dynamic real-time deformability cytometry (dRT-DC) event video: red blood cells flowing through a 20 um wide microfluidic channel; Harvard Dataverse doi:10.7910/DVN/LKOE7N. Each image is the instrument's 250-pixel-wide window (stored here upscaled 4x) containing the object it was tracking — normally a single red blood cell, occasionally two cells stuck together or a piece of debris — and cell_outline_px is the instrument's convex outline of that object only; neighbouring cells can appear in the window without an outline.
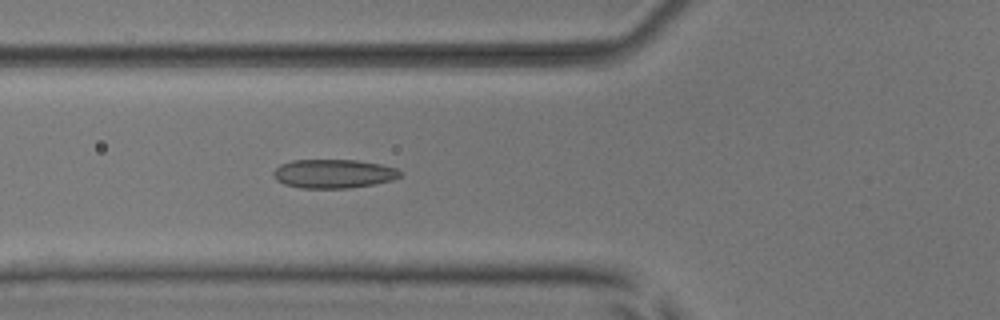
{"species": "common noctule bat (a hibernating species)", "species_latin": "Nyctalus noctula", "temperature_condition": "room temperature", "stored_images_in_passage": 53, "camera_frame_rate_fps": 3000, "um_per_image_px": 0.085, "animal": {"sex": "male", "body_mass_g": 17.9, "forearm_length_mm": 54.2}, "frame": {"image": 1, "passage_image": 20, "time_ms": 6.333, "image_size_px": [1000, 320], "cell_outline_px": [[400, 176], [392, 180], [376, 184], [348, 188], [300, 188], [284, 184], [276, 180], [272, 176], [272, 172], [280, 164], [292, 160], [356, 160], [380, 164], [396, 168], [400, 172]], "centroid_in_image_um": [28.31, 14.77], "position_along_channel_um": 97.5, "area_um2": 21.39}}
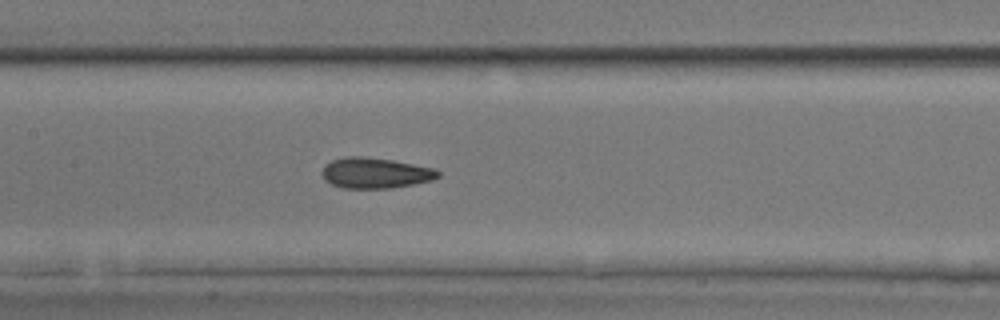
{"frame": {"image": 2, "passage_image": 26, "time_ms": 8.333, "image_size_px": [1000, 320], "cell_outline_px": [[440, 176], [432, 180], [392, 188], [344, 188], [332, 184], [324, 180], [324, 164], [332, 160], [344, 156], [360, 156], [392, 160], [436, 168], [440, 172]], "centroid_in_image_um": [31.92, 14.7], "position_along_channel_um": 175.5, "area_um2": 20.63}}
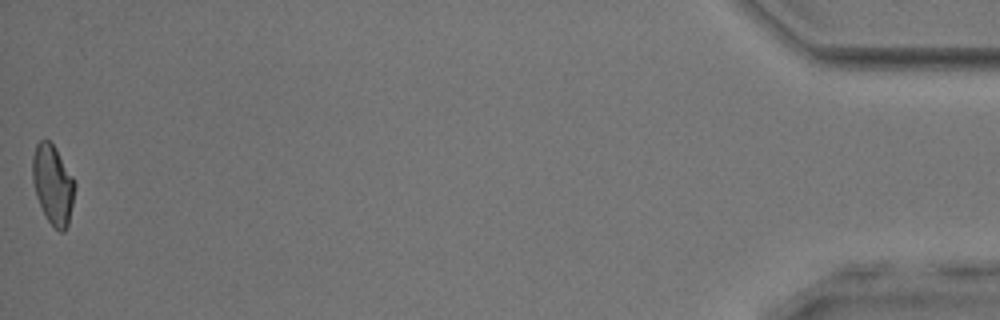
{"frame": {"image": 3, "passage_image": 53, "time_ms": 17.333, "image_size_px": [1000, 320], "cell_outline_px": [[76, 188], [68, 224], [64, 232], [60, 232], [48, 220], [36, 196], [32, 180], [32, 156], [36, 144], [40, 140], [48, 140], [56, 148], [76, 180]], "centroid_in_image_um": [4.51, 15.65], "position_along_channel_um": 430.7, "area_um2": 19.71}, "authors_computed_cell_mechanics": {"area_um2": 20.3456, "velocity_mm_per_s": 3.8978, "shape_relaxation_time_tau1_ms": 8.4393, "shape_relaxation_time_tau2_ms": 2.3985, "deformation_change_tau1": 0.1633, "deformation_change_tau2": 0.0855}}